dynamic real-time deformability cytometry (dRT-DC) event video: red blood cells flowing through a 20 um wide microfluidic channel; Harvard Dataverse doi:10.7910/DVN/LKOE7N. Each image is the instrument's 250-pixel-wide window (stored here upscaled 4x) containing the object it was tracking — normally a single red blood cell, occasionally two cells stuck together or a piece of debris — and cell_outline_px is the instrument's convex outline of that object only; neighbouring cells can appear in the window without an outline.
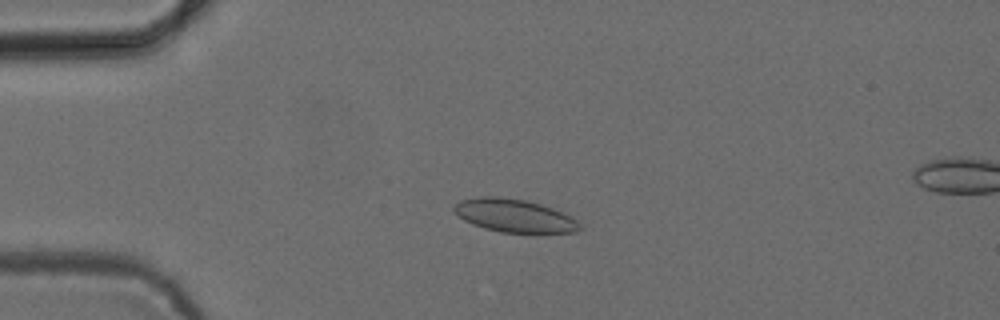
{"species": "common noctule bat (a hibernating species)", "species_latin": "Nyctalus noctula", "temperature_condition": "cold", "stored_images_in_passage": 55, "camera_frame_rate_fps": 3000, "um_per_image_px": 0.085, "animal": {"sex": "female", "body_mass_g": 24.6, "forearm_length_mm": 56.2}, "frame": {"image": 1, "passage_image": 14, "time_ms": 4.333, "image_size_px": [1000, 320], "cell_outline_px": [[584, 228], [576, 232], [500, 232], [484, 228], [472, 224], [464, 220], [452, 208], [460, 200], [480, 196], [496, 196], [524, 200], [540, 204], [564, 212], [576, 220]], "centroid_in_image_um": [43.73, 18.32], "position_along_channel_um": 41.3, "area_um2": 24.04}}
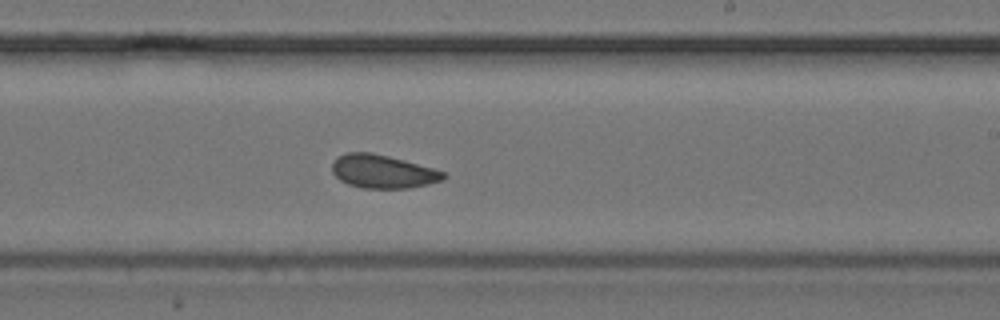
{"frame": {"image": 2, "passage_image": 33, "time_ms": 10.667, "image_size_px": [1000, 320], "cell_outline_px": [[448, 176], [444, 180], [428, 184], [408, 188], [360, 188], [348, 184], [340, 180], [332, 172], [332, 164], [336, 156], [348, 152], [372, 152], [404, 160], [432, 168], [444, 172]], "centroid_in_image_um": [32.52, 14.58], "position_along_channel_um": 256.5, "area_um2": 21.73}}
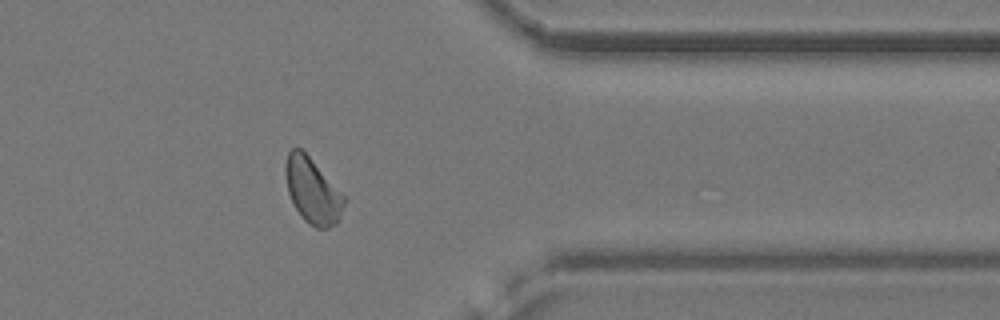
{"frame": {"image": 3, "passage_image": 44, "time_ms": 14.333, "image_size_px": [1000, 320], "cell_outline_px": [[344, 204], [340, 216], [336, 224], [328, 228], [316, 228], [304, 220], [296, 208], [288, 192], [284, 172], [284, 164], [288, 152], [292, 148], [300, 148], [308, 156], [344, 196]], "centroid_in_image_um": [26.53, 16.22], "position_along_channel_um": 384.9, "area_um2": 21.85}}